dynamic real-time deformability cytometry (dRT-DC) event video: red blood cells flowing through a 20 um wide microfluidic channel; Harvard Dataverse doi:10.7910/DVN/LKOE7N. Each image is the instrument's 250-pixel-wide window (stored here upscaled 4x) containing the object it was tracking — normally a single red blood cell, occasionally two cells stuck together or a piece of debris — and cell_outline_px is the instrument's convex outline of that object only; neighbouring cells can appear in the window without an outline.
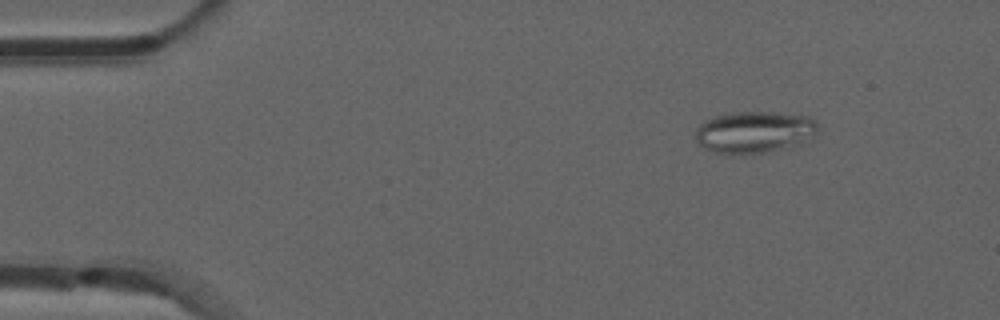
{"species": "common noctule bat (a hibernating species)", "species_latin": "Nyctalus noctula", "temperature_condition": "room temperature", "stored_images_in_passage": 47, "camera_frame_rate_fps": 3000, "um_per_image_px": 0.085, "animal": {"sex": "male", "forearm_length_mm": 52.5}, "frame": {"image": 1, "passage_image": 1, "time_ms": 0.0, "image_size_px": [1000, 320], "cell_outline_px": [[820, 128], [812, 136], [800, 144], [772, 152], [740, 156], [712, 152], [704, 148], [696, 140], [696, 128], [704, 120], [716, 116], [736, 112], [772, 112], [808, 116], [816, 120]], "centroid_in_image_um": [64.12, 11.26], "position_along_channel_um": 20.9, "area_um2": 30.4}}
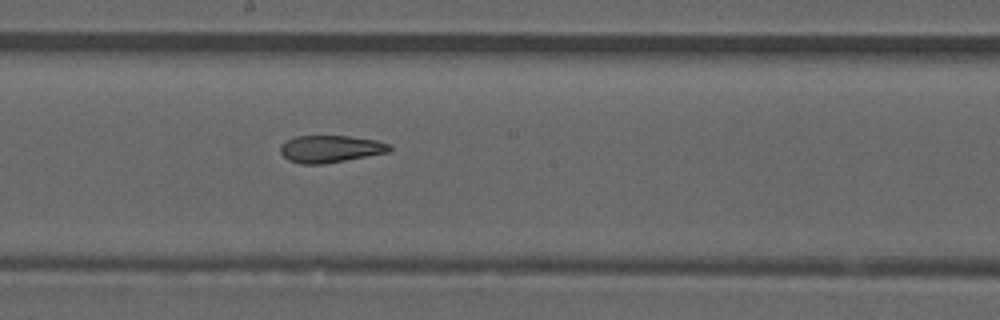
{"frame": {"image": 2, "passage_image": 23, "time_ms": 7.333, "image_size_px": [1000, 320], "cell_outline_px": [[392, 148], [388, 152], [324, 164], [300, 164], [288, 160], [280, 152], [280, 144], [296, 136], [348, 136], [376, 140], [392, 144]], "centroid_in_image_um": [28.08, 12.66], "position_along_channel_um": 220.1, "area_um2": 17.28}}
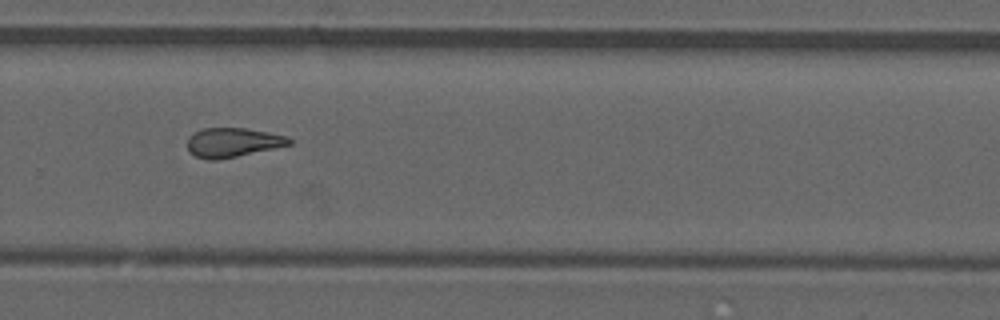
{"frame": {"image": 3, "passage_image": 30, "time_ms": 9.667, "image_size_px": [1000, 320], "cell_outline_px": [[292, 144], [236, 156], [216, 160], [208, 160], [196, 156], [188, 152], [188, 136], [204, 128], [244, 128], [268, 132], [284, 136], [292, 140]], "centroid_in_image_um": [19.75, 12.11], "position_along_channel_um": 310.1, "area_um2": 17.11}, "authors_computed_cell_mechanics": {"area_um2": 17.9758, "velocity_mm_per_s": 3.8669, "shape_relaxation_time_tau1_ms": null, "shape_relaxation_time_tau2_ms": 3.0668, "deformation_change_tau1": null, "deformation_change_tau2": 0.1149}}